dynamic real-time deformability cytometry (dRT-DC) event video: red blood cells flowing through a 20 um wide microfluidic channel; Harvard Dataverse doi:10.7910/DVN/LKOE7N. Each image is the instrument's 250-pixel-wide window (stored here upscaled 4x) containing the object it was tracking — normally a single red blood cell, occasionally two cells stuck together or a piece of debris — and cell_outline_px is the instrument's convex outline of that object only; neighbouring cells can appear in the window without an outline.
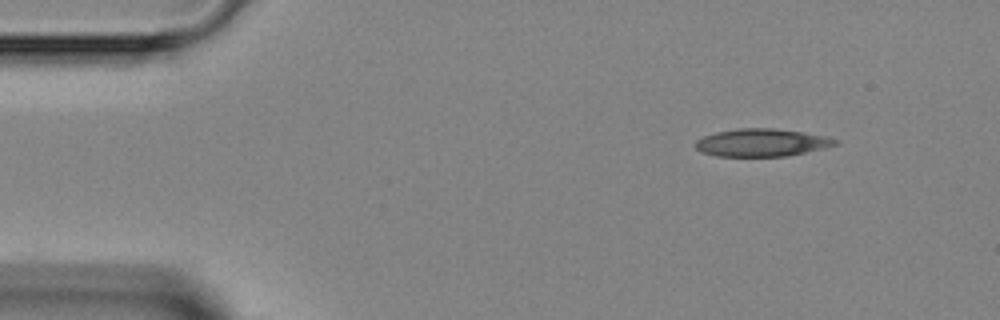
{"species": "Egyptian fruit bat (a non-hibernating species)", "species_latin": "Rousettus aegyptiacus", "temperature_condition": "room temperature", "stored_images_in_passage": 11, "camera_frame_rate_fps": 3000, "um_per_image_px": 0.085, "animal": {"sex": "female"}, "frame": {"image": 1, "passage_image": 1, "time_ms": 0.0, "image_size_px": [1000, 320], "cell_outline_px": [[840, 144], [824, 148], [788, 156], [716, 156], [700, 152], [696, 148], [696, 140], [704, 136], [716, 132], [740, 128], [772, 128], [800, 132], [824, 136], [840, 140]], "centroid_in_image_um": [64.75, 12.13], "position_along_channel_um": 20.2, "area_um2": 22.48}}
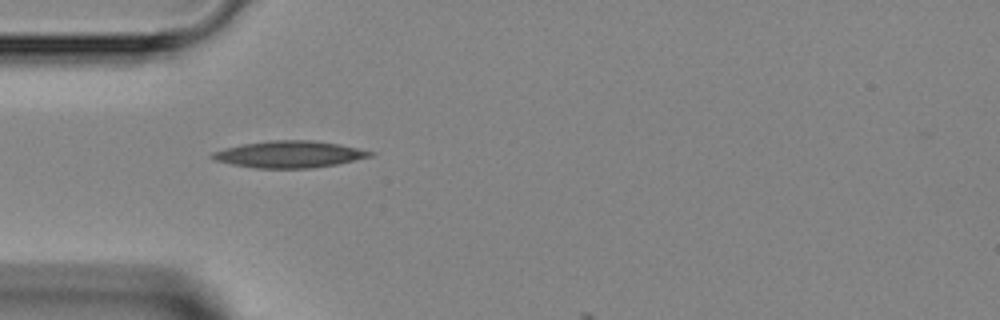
{"frame": {"image": 2, "passage_image": 9, "time_ms": 2.667, "image_size_px": [1000, 320], "cell_outline_px": [[376, 152], [372, 156], [336, 164], [312, 168], [256, 168], [232, 164], [212, 160], [208, 156], [212, 152], [224, 148], [244, 144], [272, 140], [312, 140], [340, 144]], "centroid_in_image_um": [24.57, 13.11], "position_along_channel_um": 60.4, "area_um2": 24.62}}